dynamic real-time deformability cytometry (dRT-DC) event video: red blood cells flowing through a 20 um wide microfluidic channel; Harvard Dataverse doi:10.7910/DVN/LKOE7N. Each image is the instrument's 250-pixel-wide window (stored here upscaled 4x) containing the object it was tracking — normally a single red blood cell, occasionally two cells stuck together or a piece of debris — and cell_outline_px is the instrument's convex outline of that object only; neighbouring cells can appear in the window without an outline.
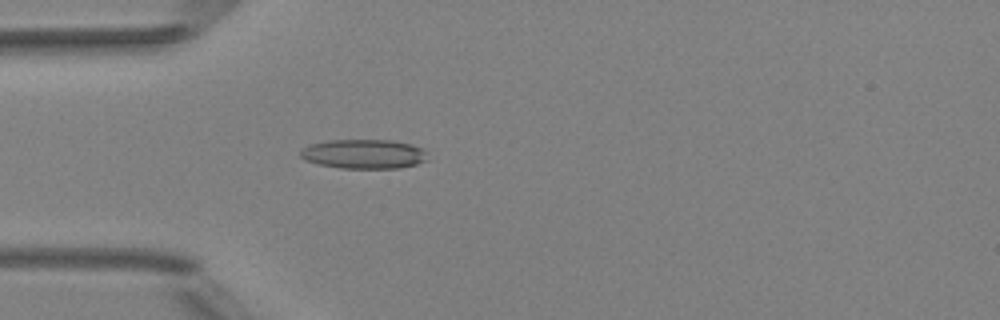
{"species": "Egyptian fruit bat (a non-hibernating species)", "species_latin": "Rousettus aegyptiacus", "temperature_condition": "room temperature", "stored_images_in_passage": 4, "camera_frame_rate_fps": 3000, "um_per_image_px": 0.085, "animal": {"sex": "female"}, "frame": {"image": 1, "passage_image": 4, "time_ms": 4.333, "image_size_px": [1000, 320], "cell_outline_px": [[428, 160], [416, 164], [400, 168], [340, 168], [320, 164], [304, 160], [300, 156], [300, 148], [308, 144], [328, 140], [392, 140], [412, 144], [420, 148], [424, 152]], "centroid_in_image_um": [30.88, 13.08], "position_along_channel_um": 54.1, "area_um2": 21.85}}